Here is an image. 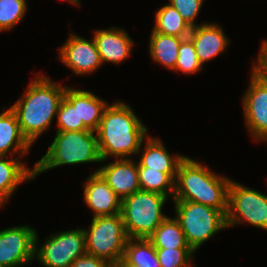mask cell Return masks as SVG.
Wrapping results in <instances>:
<instances>
[{
    "mask_svg": "<svg viewBox=\"0 0 267 267\" xmlns=\"http://www.w3.org/2000/svg\"><path fill=\"white\" fill-rule=\"evenodd\" d=\"M147 128L133 110L123 102L108 105L97 130L98 146L102 161L113 155L117 159L139 153L147 138Z\"/></svg>",
    "mask_w": 267,
    "mask_h": 267,
    "instance_id": "obj_1",
    "label": "cell"
},
{
    "mask_svg": "<svg viewBox=\"0 0 267 267\" xmlns=\"http://www.w3.org/2000/svg\"><path fill=\"white\" fill-rule=\"evenodd\" d=\"M242 100L250 134L257 141H267V79L254 67L250 87Z\"/></svg>",
    "mask_w": 267,
    "mask_h": 267,
    "instance_id": "obj_10",
    "label": "cell"
},
{
    "mask_svg": "<svg viewBox=\"0 0 267 267\" xmlns=\"http://www.w3.org/2000/svg\"><path fill=\"white\" fill-rule=\"evenodd\" d=\"M88 162H103L97 134L89 130L57 132L46 154L34 165L35 177L60 165Z\"/></svg>",
    "mask_w": 267,
    "mask_h": 267,
    "instance_id": "obj_4",
    "label": "cell"
},
{
    "mask_svg": "<svg viewBox=\"0 0 267 267\" xmlns=\"http://www.w3.org/2000/svg\"><path fill=\"white\" fill-rule=\"evenodd\" d=\"M148 239L155 248H191L176 218L167 217Z\"/></svg>",
    "mask_w": 267,
    "mask_h": 267,
    "instance_id": "obj_24",
    "label": "cell"
},
{
    "mask_svg": "<svg viewBox=\"0 0 267 267\" xmlns=\"http://www.w3.org/2000/svg\"><path fill=\"white\" fill-rule=\"evenodd\" d=\"M88 254L115 266L124 257L127 236L121 213L93 217L90 229L84 230Z\"/></svg>",
    "mask_w": 267,
    "mask_h": 267,
    "instance_id": "obj_7",
    "label": "cell"
},
{
    "mask_svg": "<svg viewBox=\"0 0 267 267\" xmlns=\"http://www.w3.org/2000/svg\"><path fill=\"white\" fill-rule=\"evenodd\" d=\"M37 241L36 233L35 257L44 267H71L78 257L87 253L84 229L54 233L40 249Z\"/></svg>",
    "mask_w": 267,
    "mask_h": 267,
    "instance_id": "obj_9",
    "label": "cell"
},
{
    "mask_svg": "<svg viewBox=\"0 0 267 267\" xmlns=\"http://www.w3.org/2000/svg\"><path fill=\"white\" fill-rule=\"evenodd\" d=\"M138 175L141 190L156 192L164 196H169L168 194L174 196L177 173H165L147 167H138Z\"/></svg>",
    "mask_w": 267,
    "mask_h": 267,
    "instance_id": "obj_26",
    "label": "cell"
},
{
    "mask_svg": "<svg viewBox=\"0 0 267 267\" xmlns=\"http://www.w3.org/2000/svg\"><path fill=\"white\" fill-rule=\"evenodd\" d=\"M59 51L61 61L76 75L89 74L102 64L94 38L89 41L71 33Z\"/></svg>",
    "mask_w": 267,
    "mask_h": 267,
    "instance_id": "obj_12",
    "label": "cell"
},
{
    "mask_svg": "<svg viewBox=\"0 0 267 267\" xmlns=\"http://www.w3.org/2000/svg\"><path fill=\"white\" fill-rule=\"evenodd\" d=\"M230 179L218 176L207 166L185 157L178 166L175 179L174 201H192L228 211V188Z\"/></svg>",
    "mask_w": 267,
    "mask_h": 267,
    "instance_id": "obj_3",
    "label": "cell"
},
{
    "mask_svg": "<svg viewBox=\"0 0 267 267\" xmlns=\"http://www.w3.org/2000/svg\"><path fill=\"white\" fill-rule=\"evenodd\" d=\"M36 231L29 225L0 231V263L5 267L28 264L35 258Z\"/></svg>",
    "mask_w": 267,
    "mask_h": 267,
    "instance_id": "obj_11",
    "label": "cell"
},
{
    "mask_svg": "<svg viewBox=\"0 0 267 267\" xmlns=\"http://www.w3.org/2000/svg\"><path fill=\"white\" fill-rule=\"evenodd\" d=\"M84 184L86 204L94 211L93 217L121 213V200L99 173H92Z\"/></svg>",
    "mask_w": 267,
    "mask_h": 267,
    "instance_id": "obj_14",
    "label": "cell"
},
{
    "mask_svg": "<svg viewBox=\"0 0 267 267\" xmlns=\"http://www.w3.org/2000/svg\"><path fill=\"white\" fill-rule=\"evenodd\" d=\"M93 38L102 63L122 62L130 55L134 44L128 33L118 27L96 30Z\"/></svg>",
    "mask_w": 267,
    "mask_h": 267,
    "instance_id": "obj_15",
    "label": "cell"
},
{
    "mask_svg": "<svg viewBox=\"0 0 267 267\" xmlns=\"http://www.w3.org/2000/svg\"><path fill=\"white\" fill-rule=\"evenodd\" d=\"M202 64L199 62L194 43L187 37L181 41L178 58L175 64V71L194 74L202 69Z\"/></svg>",
    "mask_w": 267,
    "mask_h": 267,
    "instance_id": "obj_28",
    "label": "cell"
},
{
    "mask_svg": "<svg viewBox=\"0 0 267 267\" xmlns=\"http://www.w3.org/2000/svg\"><path fill=\"white\" fill-rule=\"evenodd\" d=\"M176 219L186 241L195 252L219 230L227 228L226 215L219 209L192 201H174Z\"/></svg>",
    "mask_w": 267,
    "mask_h": 267,
    "instance_id": "obj_6",
    "label": "cell"
},
{
    "mask_svg": "<svg viewBox=\"0 0 267 267\" xmlns=\"http://www.w3.org/2000/svg\"><path fill=\"white\" fill-rule=\"evenodd\" d=\"M242 221L267 230V196L231 180L228 188L227 228Z\"/></svg>",
    "mask_w": 267,
    "mask_h": 267,
    "instance_id": "obj_8",
    "label": "cell"
},
{
    "mask_svg": "<svg viewBox=\"0 0 267 267\" xmlns=\"http://www.w3.org/2000/svg\"><path fill=\"white\" fill-rule=\"evenodd\" d=\"M114 267H135V266H131V265H128L123 259L118 263L116 264Z\"/></svg>",
    "mask_w": 267,
    "mask_h": 267,
    "instance_id": "obj_33",
    "label": "cell"
},
{
    "mask_svg": "<svg viewBox=\"0 0 267 267\" xmlns=\"http://www.w3.org/2000/svg\"><path fill=\"white\" fill-rule=\"evenodd\" d=\"M5 156H0V206L7 202L20 183L24 180L35 178L34 168L30 171L18 159L5 160Z\"/></svg>",
    "mask_w": 267,
    "mask_h": 267,
    "instance_id": "obj_19",
    "label": "cell"
},
{
    "mask_svg": "<svg viewBox=\"0 0 267 267\" xmlns=\"http://www.w3.org/2000/svg\"><path fill=\"white\" fill-rule=\"evenodd\" d=\"M155 250L161 267H191L190 258L194 253L191 248H155Z\"/></svg>",
    "mask_w": 267,
    "mask_h": 267,
    "instance_id": "obj_29",
    "label": "cell"
},
{
    "mask_svg": "<svg viewBox=\"0 0 267 267\" xmlns=\"http://www.w3.org/2000/svg\"><path fill=\"white\" fill-rule=\"evenodd\" d=\"M71 3H74L75 5H76V4H77V5L80 4V3H79V0H71Z\"/></svg>",
    "mask_w": 267,
    "mask_h": 267,
    "instance_id": "obj_34",
    "label": "cell"
},
{
    "mask_svg": "<svg viewBox=\"0 0 267 267\" xmlns=\"http://www.w3.org/2000/svg\"><path fill=\"white\" fill-rule=\"evenodd\" d=\"M186 156H170L162 142L148 138L138 167H147L165 173H177L178 166Z\"/></svg>",
    "mask_w": 267,
    "mask_h": 267,
    "instance_id": "obj_18",
    "label": "cell"
},
{
    "mask_svg": "<svg viewBox=\"0 0 267 267\" xmlns=\"http://www.w3.org/2000/svg\"><path fill=\"white\" fill-rule=\"evenodd\" d=\"M26 0H0V32L14 27L26 12Z\"/></svg>",
    "mask_w": 267,
    "mask_h": 267,
    "instance_id": "obj_27",
    "label": "cell"
},
{
    "mask_svg": "<svg viewBox=\"0 0 267 267\" xmlns=\"http://www.w3.org/2000/svg\"><path fill=\"white\" fill-rule=\"evenodd\" d=\"M99 173L120 200L141 190L139 186L138 162L132 159H116L100 167Z\"/></svg>",
    "mask_w": 267,
    "mask_h": 267,
    "instance_id": "obj_13",
    "label": "cell"
},
{
    "mask_svg": "<svg viewBox=\"0 0 267 267\" xmlns=\"http://www.w3.org/2000/svg\"><path fill=\"white\" fill-rule=\"evenodd\" d=\"M108 104L93 93L78 90V114L79 123L92 132H97L104 110Z\"/></svg>",
    "mask_w": 267,
    "mask_h": 267,
    "instance_id": "obj_21",
    "label": "cell"
},
{
    "mask_svg": "<svg viewBox=\"0 0 267 267\" xmlns=\"http://www.w3.org/2000/svg\"><path fill=\"white\" fill-rule=\"evenodd\" d=\"M65 90V86L38 74L24 95L10 107L23 136L31 145L50 126Z\"/></svg>",
    "mask_w": 267,
    "mask_h": 267,
    "instance_id": "obj_2",
    "label": "cell"
},
{
    "mask_svg": "<svg viewBox=\"0 0 267 267\" xmlns=\"http://www.w3.org/2000/svg\"><path fill=\"white\" fill-rule=\"evenodd\" d=\"M167 196L139 190L121 200V215L129 238L148 239L167 218L162 208Z\"/></svg>",
    "mask_w": 267,
    "mask_h": 267,
    "instance_id": "obj_5",
    "label": "cell"
},
{
    "mask_svg": "<svg viewBox=\"0 0 267 267\" xmlns=\"http://www.w3.org/2000/svg\"><path fill=\"white\" fill-rule=\"evenodd\" d=\"M156 23L153 32L164 35L187 38L191 32V26L182 18L179 12L170 4H166L156 13Z\"/></svg>",
    "mask_w": 267,
    "mask_h": 267,
    "instance_id": "obj_25",
    "label": "cell"
},
{
    "mask_svg": "<svg viewBox=\"0 0 267 267\" xmlns=\"http://www.w3.org/2000/svg\"><path fill=\"white\" fill-rule=\"evenodd\" d=\"M71 267H114L106 260L85 253L78 257L72 264Z\"/></svg>",
    "mask_w": 267,
    "mask_h": 267,
    "instance_id": "obj_31",
    "label": "cell"
},
{
    "mask_svg": "<svg viewBox=\"0 0 267 267\" xmlns=\"http://www.w3.org/2000/svg\"><path fill=\"white\" fill-rule=\"evenodd\" d=\"M31 144L23 136L17 117L11 108L0 114V156H6L10 151L25 155Z\"/></svg>",
    "mask_w": 267,
    "mask_h": 267,
    "instance_id": "obj_17",
    "label": "cell"
},
{
    "mask_svg": "<svg viewBox=\"0 0 267 267\" xmlns=\"http://www.w3.org/2000/svg\"><path fill=\"white\" fill-rule=\"evenodd\" d=\"M56 115L57 132L88 130L84 123H79L77 89L66 87Z\"/></svg>",
    "mask_w": 267,
    "mask_h": 267,
    "instance_id": "obj_22",
    "label": "cell"
},
{
    "mask_svg": "<svg viewBox=\"0 0 267 267\" xmlns=\"http://www.w3.org/2000/svg\"><path fill=\"white\" fill-rule=\"evenodd\" d=\"M194 43L199 62L203 64L216 57L228 46V39L220 26L205 23L191 28L188 36Z\"/></svg>",
    "mask_w": 267,
    "mask_h": 267,
    "instance_id": "obj_16",
    "label": "cell"
},
{
    "mask_svg": "<svg viewBox=\"0 0 267 267\" xmlns=\"http://www.w3.org/2000/svg\"><path fill=\"white\" fill-rule=\"evenodd\" d=\"M123 260L135 267H161L155 247L149 239L129 238Z\"/></svg>",
    "mask_w": 267,
    "mask_h": 267,
    "instance_id": "obj_23",
    "label": "cell"
},
{
    "mask_svg": "<svg viewBox=\"0 0 267 267\" xmlns=\"http://www.w3.org/2000/svg\"><path fill=\"white\" fill-rule=\"evenodd\" d=\"M204 0H169L172 5L182 16V18L191 26L196 27L195 18Z\"/></svg>",
    "mask_w": 267,
    "mask_h": 267,
    "instance_id": "obj_30",
    "label": "cell"
},
{
    "mask_svg": "<svg viewBox=\"0 0 267 267\" xmlns=\"http://www.w3.org/2000/svg\"><path fill=\"white\" fill-rule=\"evenodd\" d=\"M183 39L152 31L149 43V52L152 59L174 71L178 50Z\"/></svg>",
    "mask_w": 267,
    "mask_h": 267,
    "instance_id": "obj_20",
    "label": "cell"
},
{
    "mask_svg": "<svg viewBox=\"0 0 267 267\" xmlns=\"http://www.w3.org/2000/svg\"><path fill=\"white\" fill-rule=\"evenodd\" d=\"M258 55V63H253V67L267 79V40L262 43Z\"/></svg>",
    "mask_w": 267,
    "mask_h": 267,
    "instance_id": "obj_32",
    "label": "cell"
}]
</instances>
